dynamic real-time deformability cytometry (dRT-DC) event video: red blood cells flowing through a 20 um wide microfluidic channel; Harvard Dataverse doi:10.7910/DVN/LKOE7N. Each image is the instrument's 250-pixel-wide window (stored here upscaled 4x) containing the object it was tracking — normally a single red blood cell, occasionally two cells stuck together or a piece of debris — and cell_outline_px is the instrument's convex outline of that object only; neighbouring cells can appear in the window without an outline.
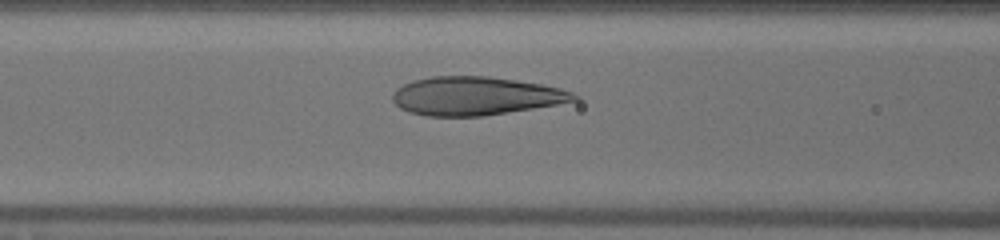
{"species": "human", "species_latin": "Homo sapiens", "temperature_condition": "warm", "stored_images_in_passage": 27, "camera_frame_rate_fps": 3000, "um_per_image_px": 0.085, "donor": {"sex": "male"}, "frame": {"image": 1, "passage_image": 5, "time_ms": 1.333, "image_size_px": [1000, 240], "cell_outline_px": [[580, 100], [484, 116], [428, 116], [408, 112], [400, 108], [392, 100], [392, 92], [396, 88], [412, 80], [432, 76], [488, 76], [516, 80], [540, 84], [560, 88], [572, 92], [580, 96]], "centroid_in_image_um": [40.4, 8.15], "position_along_channel_um": 126.2, "area_um2": 40.69}}
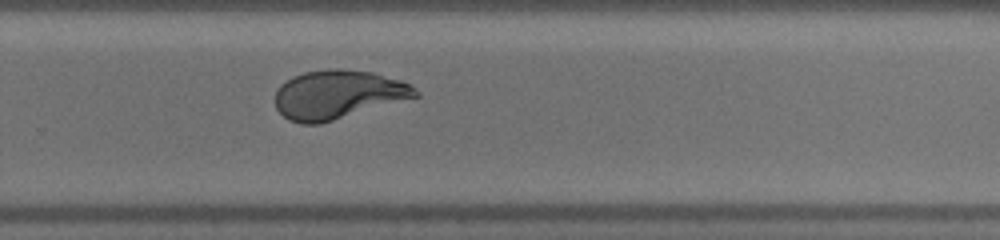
{"frame": {"image": 2, "passage_image": 18, "time_ms": 5.667, "image_size_px": [1000, 240], "cell_outline_px": [[420, 96], [320, 124], [300, 124], [288, 120], [276, 108], [276, 92], [280, 84], [292, 76], [304, 72], [328, 68], [340, 68], [372, 72], [400, 80], [408, 84], [420, 92]], "centroid_in_image_um": [28.71, 8.03], "position_along_channel_um": 301.1, "area_um2": 40.0}}
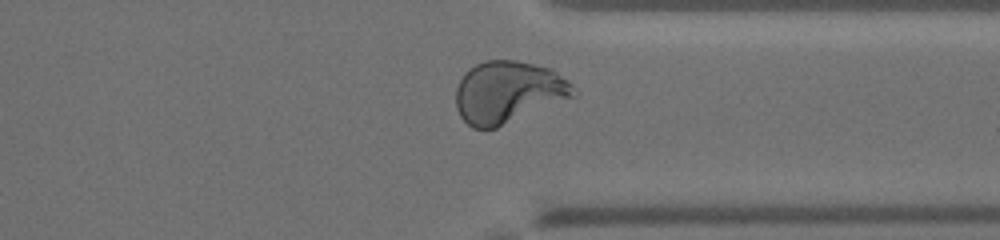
{"frame": {"image": 3, "passage_image": 23, "time_ms": 7.333, "image_size_px": [1000, 240], "cell_outline_px": [[576, 96], [496, 128], [472, 128], [460, 116], [456, 108], [456, 88], [464, 72], [468, 68], [484, 60], [516, 60], [552, 68], [568, 80], [572, 84]], "centroid_in_image_um": [43.19, 7.82], "position_along_channel_um": 368.2, "area_um2": 42.66}, "authors_computed_cell_mechanics": {"area_um2": 40.2288, "velocity_mm_per_s": 4.0467, "shape_relaxation_time_tau1_ms": 6.859, "shape_relaxation_time_tau2_ms": null, "deformation_change_tau1": 0.2997, "deformation_change_tau2": null}}